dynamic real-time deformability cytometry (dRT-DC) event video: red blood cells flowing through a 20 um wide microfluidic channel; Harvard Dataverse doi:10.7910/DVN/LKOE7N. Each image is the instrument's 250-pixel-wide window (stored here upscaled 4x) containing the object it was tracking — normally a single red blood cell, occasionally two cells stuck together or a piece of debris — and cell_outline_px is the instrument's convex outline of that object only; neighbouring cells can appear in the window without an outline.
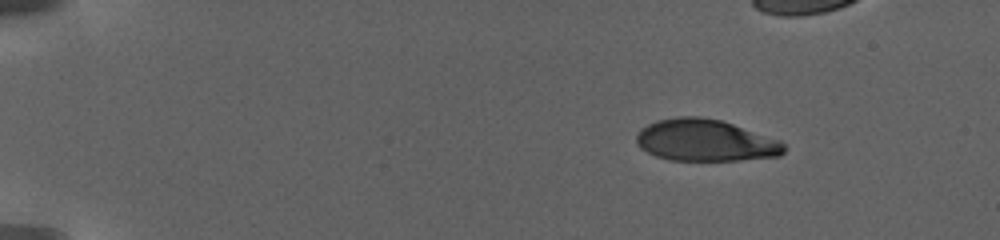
{"species": "human", "species_latin": "Homo sapiens", "temperature_condition": "warm", "stored_images_in_passage": 17, "camera_frame_rate_fps": 3000, "um_per_image_px": 0.085, "donor": {"sex": "female"}, "frame": {"image": 1, "passage_image": 1, "time_ms": 0.0, "image_size_px": [1000, 240], "cell_outline_px": [[784, 152], [780, 156], [740, 160], [668, 160], [656, 156], [640, 148], [636, 144], [636, 136], [640, 128], [656, 120], [676, 116], [700, 116], [720, 120], [780, 140], [784, 144]], "centroid_in_image_um": [59.91, 11.93], "position_along_channel_um": 25.1, "area_um2": 36.01}}
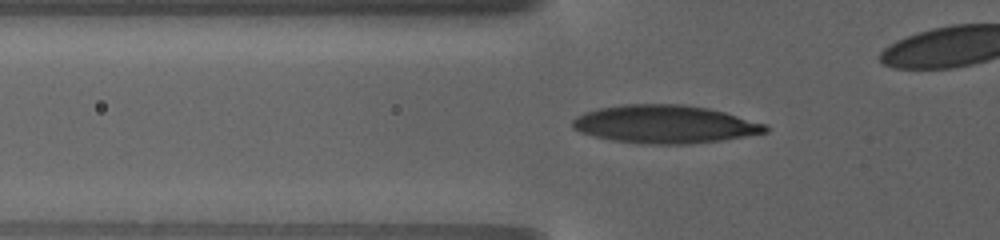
{"frame": {"image": 2, "passage_image": 12, "time_ms": 5.333, "image_size_px": [1000, 240], "cell_outline_px": [[768, 132], [720, 140], [692, 144], [648, 144], [612, 140], [580, 132], [572, 128], [572, 120], [576, 116], [584, 112], [600, 108], [624, 104], [684, 104], [708, 108], [724, 112], [764, 124], [768, 128]], "centroid_in_image_um": [56.47, 10.55], "position_along_channel_um": 69.3, "area_um2": 42.54}}